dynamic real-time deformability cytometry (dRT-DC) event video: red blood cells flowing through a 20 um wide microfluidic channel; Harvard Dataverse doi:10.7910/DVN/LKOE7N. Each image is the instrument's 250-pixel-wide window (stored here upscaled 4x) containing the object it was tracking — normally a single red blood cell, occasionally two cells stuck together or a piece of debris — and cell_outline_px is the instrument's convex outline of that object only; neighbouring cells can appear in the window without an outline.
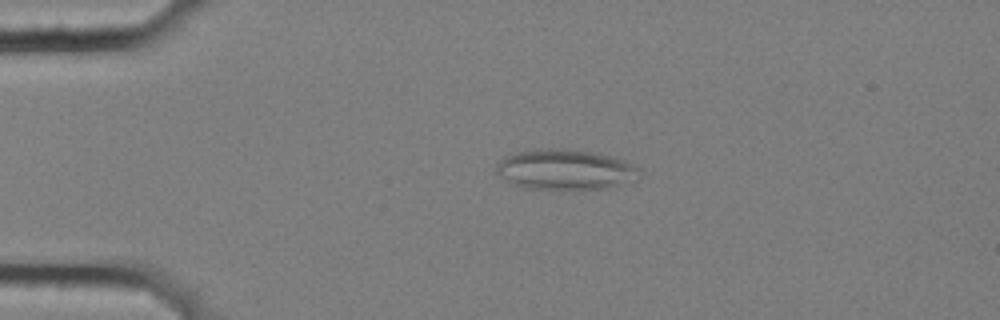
{"species": "common noctule bat (a hibernating species)", "species_latin": "Nyctalus noctula", "temperature_condition": "cold", "stored_images_in_passage": 4, "camera_frame_rate_fps": 3000, "um_per_image_px": 0.085, "animal": {"sex": "female", "body_mass_g": 25.1}, "frame": {"image": 1, "passage_image": 3, "time_ms": 0.667, "image_size_px": [1000, 320], "cell_outline_px": [[640, 176], [636, 180], [608, 188], [524, 188], [516, 184], [496, 172], [496, 164], [504, 156], [516, 152], [536, 148], [576, 148], [596, 152], [624, 160], [640, 168]], "centroid_in_image_um": [48.09, 14.37], "position_along_channel_um": 36.9, "area_um2": 33.7}}